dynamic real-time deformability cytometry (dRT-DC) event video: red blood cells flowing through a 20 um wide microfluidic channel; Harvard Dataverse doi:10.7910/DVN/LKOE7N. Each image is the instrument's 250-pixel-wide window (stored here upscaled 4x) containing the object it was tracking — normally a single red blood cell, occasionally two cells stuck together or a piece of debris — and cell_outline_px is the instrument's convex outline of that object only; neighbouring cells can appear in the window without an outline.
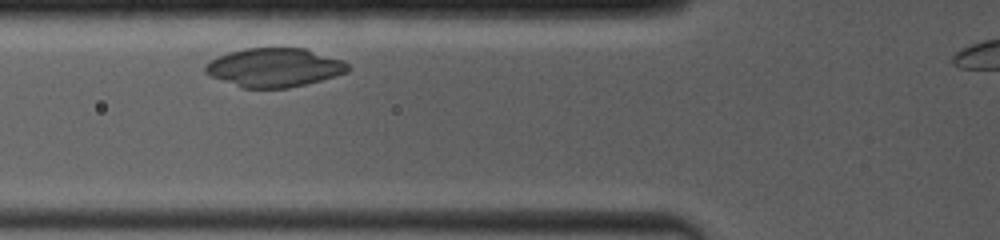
{"species": "common noctule bat (a hibernating species)", "species_latin": "Nyctalus noctula", "temperature_condition": "room temperature", "stored_images_in_passage": 5, "camera_frame_rate_fps": 4000, "um_per_image_px": 0.085, "animal": {"sex": "female", "body_mass_g": 19.0, "forearm_length_mm": 53.3}, "frame": {"image": 1, "passage_image": 2, "time_ms": 0.75, "image_size_px": [1000, 240], "cell_outline_px": [[352, 68], [348, 72], [336, 76], [288, 88], [244, 88], [212, 76], [204, 72], [204, 64], [208, 60], [216, 56], [228, 52], [244, 48], [304, 48], [344, 60]], "centroid_in_image_um": [23.32, 5.72], "position_along_channel_um": 102.5, "area_um2": 32.37}}
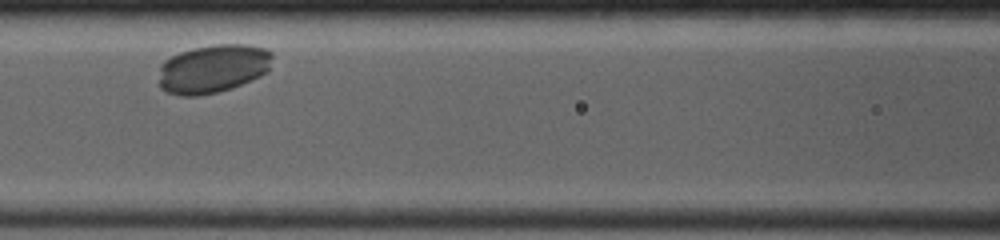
{"frame": {"image": 2, "passage_image": 4, "time_ms": 2.0, "image_size_px": [1000, 240], "cell_outline_px": [[272, 56], [268, 72], [260, 76], [232, 88], [216, 92], [196, 96], [184, 96], [168, 92], [160, 88], [160, 68], [164, 60], [180, 52], [192, 48], [212, 44], [248, 44], [264, 48], [272, 52]], "centroid_in_image_um": [18.12, 5.82], "position_along_channel_um": 148.5, "area_um2": 32.14}}